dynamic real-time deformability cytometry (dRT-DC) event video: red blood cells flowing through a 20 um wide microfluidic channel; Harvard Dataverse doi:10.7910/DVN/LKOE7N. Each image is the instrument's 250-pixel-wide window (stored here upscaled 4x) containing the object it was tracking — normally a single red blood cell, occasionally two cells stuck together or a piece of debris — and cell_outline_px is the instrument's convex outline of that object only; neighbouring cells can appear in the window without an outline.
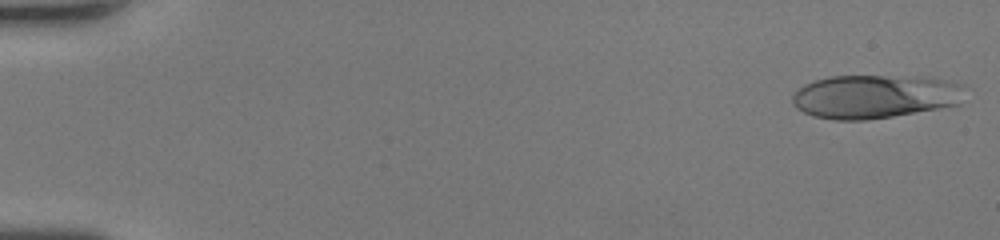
{"species": "human", "species_latin": "Homo sapiens", "temperature_condition": "room temperature", "stored_images_in_passage": 46, "camera_frame_rate_fps": 3000, "um_per_image_px": 0.085, "donor": {"sex": "female"}, "frame": {"image": 1, "passage_image": 1, "time_ms": 0.0, "image_size_px": [1000, 240], "cell_outline_px": [[960, 104], [940, 108], [868, 120], [836, 120], [812, 116], [796, 108], [792, 104], [792, 96], [796, 88], [812, 80], [832, 76], [884, 76], [948, 80], [960, 84]], "centroid_in_image_um": [74.22, 8.22], "position_along_channel_um": 10.8, "area_um2": 43.47}}
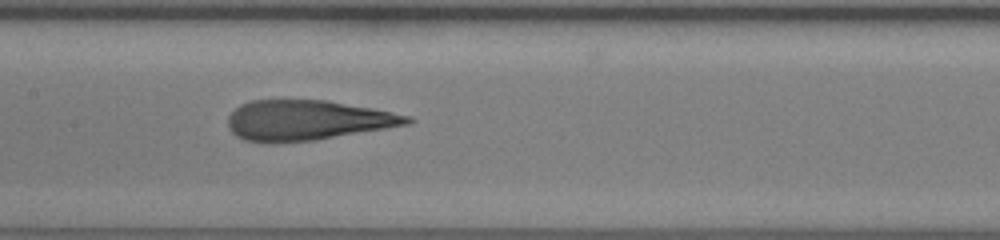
{"frame": {"image": 2, "passage_image": 25, "time_ms": 8.0, "image_size_px": [1000, 240], "cell_outline_px": [[416, 120], [408, 124], [312, 140], [272, 144], [268, 144], [244, 140], [236, 136], [228, 128], [228, 116], [240, 104], [252, 100], [328, 100], [372, 108], [392, 112], [408, 116]], "centroid_in_image_um": [26.04, 10.22], "position_along_channel_um": 181.4, "area_um2": 41.79}}
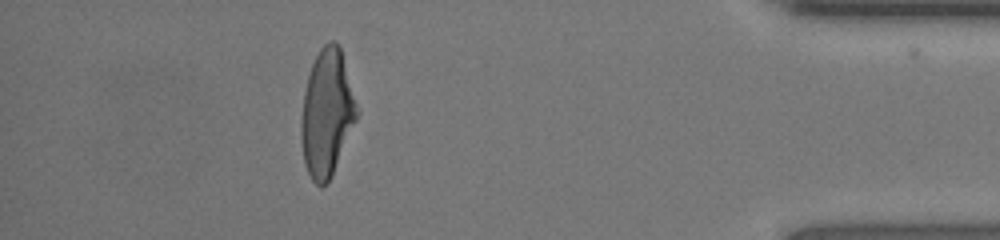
{"frame": {"image": 3, "passage_image": 44, "time_ms": 14.333, "image_size_px": [1000, 240], "cell_outline_px": [[360, 112], [332, 176], [328, 184], [320, 188], [312, 180], [304, 164], [300, 136], [300, 120], [304, 92], [308, 76], [312, 64], [320, 48], [328, 40], [336, 40], [340, 44]], "centroid_in_image_um": [27.79, 9.61], "position_along_channel_um": 407.4, "area_um2": 41.91}, "authors_computed_cell_mechanics": {"area_um2": 42.0206, "velocity_mm_per_s": 4.2649, "shape_relaxation_time_tau1_ms": 8.0014, "shape_relaxation_time_tau2_ms": 0.918, "deformation_change_tau1": 0.3439, "deformation_change_tau2": 0.1088}}